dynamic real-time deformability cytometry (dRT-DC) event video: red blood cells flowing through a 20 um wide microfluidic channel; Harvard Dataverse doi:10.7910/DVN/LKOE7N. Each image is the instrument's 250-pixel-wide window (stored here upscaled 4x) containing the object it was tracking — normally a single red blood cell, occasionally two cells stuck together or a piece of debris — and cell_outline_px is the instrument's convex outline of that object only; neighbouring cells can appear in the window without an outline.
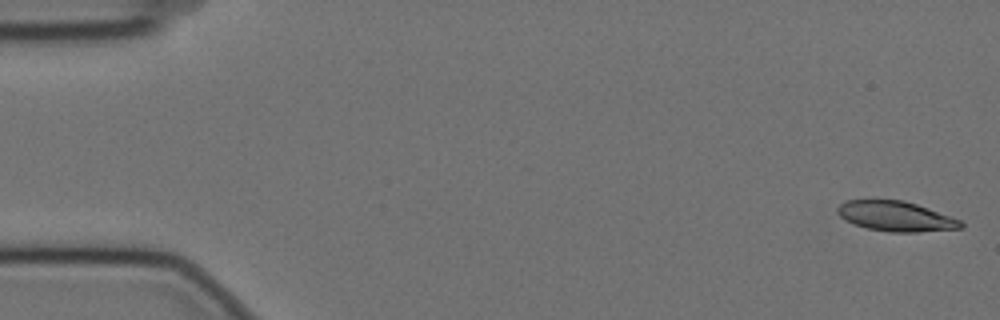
{"species": "Egyptian fruit bat (a non-hibernating species)", "species_latin": "Rousettus aegyptiacus", "temperature_condition": "cold", "stored_images_in_passage": 57, "camera_frame_rate_fps": 3000, "um_per_image_px": 0.085, "animal": {"sex": "female"}, "frame": {"image": 1, "passage_image": 1, "time_ms": 0.0, "image_size_px": [1000, 320], "cell_outline_px": [[964, 228], [916, 232], [888, 232], [868, 228], [856, 224], [840, 216], [836, 212], [836, 208], [844, 200], [904, 200], [928, 208], [960, 220], [964, 224]], "centroid_in_image_um": [76.15, 18.38], "position_along_channel_um": 8.9, "area_um2": 21.39}}
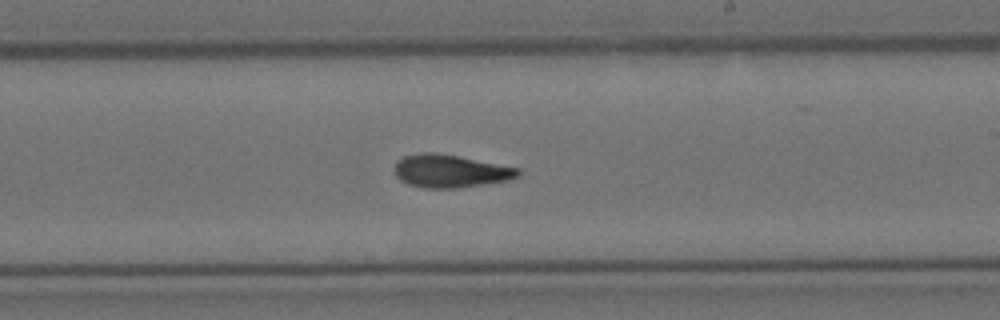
{"frame": {"image": 2, "passage_image": 33, "time_ms": 10.667, "image_size_px": [1000, 320], "cell_outline_px": [[520, 176], [508, 180], [456, 188], [424, 188], [408, 184], [400, 180], [396, 176], [392, 168], [396, 160], [404, 156], [420, 152], [432, 152], [460, 156], [520, 168]], "centroid_in_image_um": [38.23, 14.53], "position_along_channel_um": 250.8, "area_um2": 23.93}}
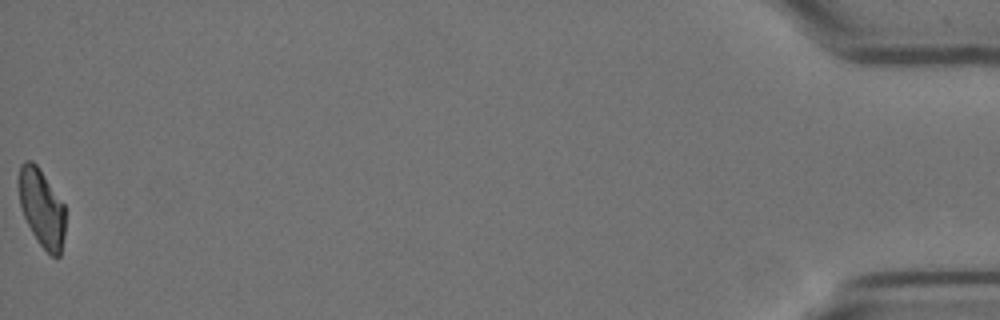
{"frame": {"image": 3, "passage_image": 57, "time_ms": 18.667, "image_size_px": [1000, 320], "cell_outline_px": [[64, 236], [60, 256], [52, 256], [40, 244], [32, 232], [24, 216], [20, 204], [20, 164], [24, 160], [32, 160], [36, 164], [64, 204]], "centroid_in_image_um": [3.56, 17.68], "position_along_channel_um": 431.6, "area_um2": 20.52}, "authors_computed_cell_mechanics": {"area_um2": 22.8888, "velocity_mm_per_s": 3.5195, "shape_relaxation_time_tau1_ms": 8.3022, "shape_relaxation_time_tau2_ms": 5.313, "deformation_change_tau1": 0.2034, "deformation_change_tau2": 0.1215}}